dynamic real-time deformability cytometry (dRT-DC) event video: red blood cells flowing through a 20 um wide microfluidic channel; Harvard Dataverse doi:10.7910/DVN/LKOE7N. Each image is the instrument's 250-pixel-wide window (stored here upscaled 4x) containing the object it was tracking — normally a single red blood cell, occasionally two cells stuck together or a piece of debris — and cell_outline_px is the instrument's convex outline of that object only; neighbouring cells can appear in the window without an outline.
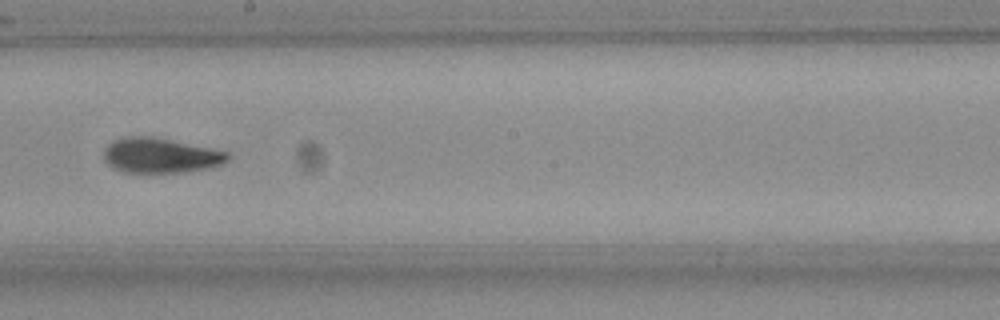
{"species": "Egyptian fruit bat (a non-hibernating species)", "species_latin": "Rousettus aegyptiacus", "temperature_condition": "room temperature", "stored_images_in_passage": 34, "camera_frame_rate_fps": 3000, "um_per_image_px": 0.085, "frame": {"image": 1, "passage_image": 15, "time_ms": 4.667, "image_size_px": [1000, 320], "cell_outline_px": [[228, 160], [224, 164], [208, 168], [188, 172], [124, 172], [112, 168], [104, 160], [104, 148], [112, 140], [128, 136], [152, 136], [228, 152]], "centroid_in_image_um": [13.61, 13.22], "position_along_channel_um": 234.6, "area_um2": 25.26}, "authors_computed_cell_mechanics": {"area_um2": 24.5072, "velocity_mm_per_s": 3.7936, "shape_relaxation_time_tau1_ms": 3.1473, "shape_relaxation_time_tau2_ms": 2.8909, "deformation_change_tau1": 0.1342, "deformation_change_tau2": 0.0649}}